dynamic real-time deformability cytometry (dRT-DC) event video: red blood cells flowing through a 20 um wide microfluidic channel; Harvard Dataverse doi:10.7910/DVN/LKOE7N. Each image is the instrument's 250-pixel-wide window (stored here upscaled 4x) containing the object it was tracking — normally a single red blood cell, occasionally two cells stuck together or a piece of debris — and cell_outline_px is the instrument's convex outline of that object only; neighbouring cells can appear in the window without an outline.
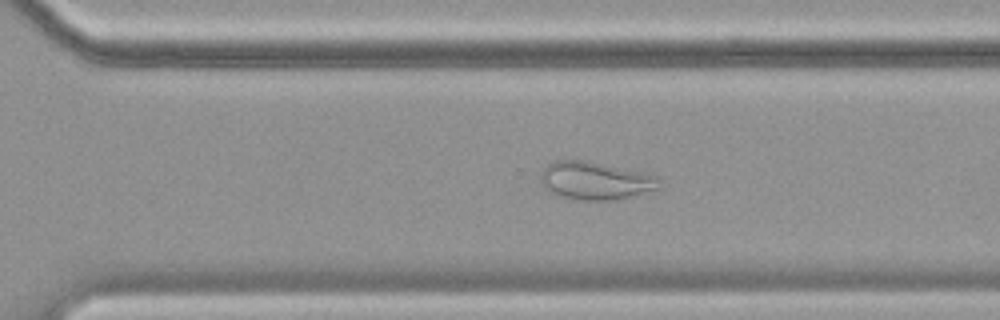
{"species": "common noctule bat (a hibernating species)", "species_latin": "Nyctalus noctula", "temperature_condition": "cold", "stored_images_in_passage": 57, "camera_frame_rate_fps": 3000, "um_per_image_px": 0.085, "animal": {"sex": "female", "body_mass_g": 19.9}, "frame": {"image": 1, "passage_image": 40, "time_ms": 13.0, "image_size_px": [1000, 320], "cell_outline_px": [[660, 188], [616, 200], [568, 200], [552, 196], [544, 188], [540, 180], [540, 172], [552, 160], [584, 160], [648, 172], [656, 176]], "centroid_in_image_um": [50.53, 15.37], "position_along_channel_um": 320.1, "area_um2": 26.88}}
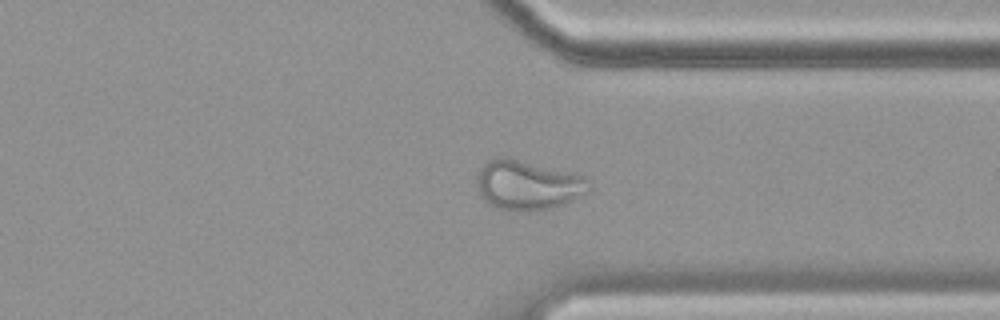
{"frame": {"image": 2, "passage_image": 44, "time_ms": 14.333, "image_size_px": [1000, 320], "cell_outline_px": [[592, 188], [588, 192], [572, 200], [552, 208], [528, 212], [496, 208], [488, 204], [480, 196], [476, 180], [476, 176], [480, 168], [488, 160], [496, 156], [508, 156], [572, 172], [584, 176], [588, 180]], "centroid_in_image_um": [44.84, 15.71], "position_along_channel_um": 366.6, "area_um2": 33.0}}
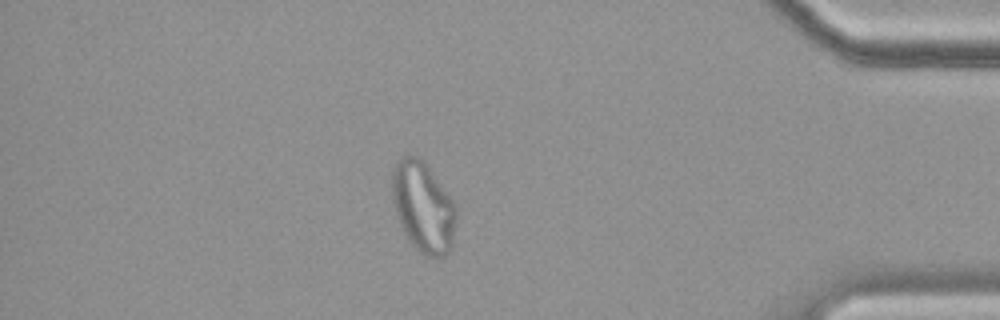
{"frame": {"image": 3, "passage_image": 50, "time_ms": 16.333, "image_size_px": [1000, 320], "cell_outline_px": [[456, 224], [452, 248], [444, 256], [424, 256], [408, 240], [396, 216], [392, 196], [392, 172], [396, 160], [404, 156], [420, 156], [424, 160], [456, 204]], "centroid_in_image_um": [35.98, 17.58], "position_along_channel_um": 399.2, "area_um2": 34.16}}